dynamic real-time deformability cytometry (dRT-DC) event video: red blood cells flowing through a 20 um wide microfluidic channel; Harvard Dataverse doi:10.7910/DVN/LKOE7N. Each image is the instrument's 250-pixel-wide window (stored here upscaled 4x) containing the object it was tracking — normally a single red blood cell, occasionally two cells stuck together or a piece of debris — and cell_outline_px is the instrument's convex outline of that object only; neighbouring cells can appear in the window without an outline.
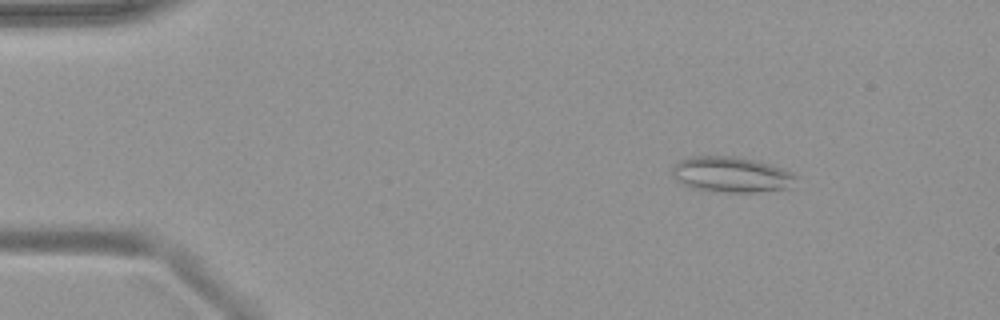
{"species": "common noctule bat (a hibernating species)", "species_latin": "Nyctalus noctula", "temperature_condition": "warm", "stored_images_in_passage": 50, "camera_frame_rate_fps": 3000, "um_per_image_px": 0.085, "animal": {"sex": "female", "body_mass_g": 19.9}, "frame": {"image": 1, "passage_image": 7, "time_ms": 2.0, "image_size_px": [1000, 320], "cell_outline_px": [[796, 188], [756, 192], [712, 192], [696, 188], [684, 184], [676, 180], [672, 172], [672, 168], [680, 160], [692, 156], [736, 156], [756, 160], [784, 168], [792, 172], [796, 176]], "centroid_in_image_um": [62.25, 14.84], "position_along_channel_um": 22.8, "area_um2": 26.01}}
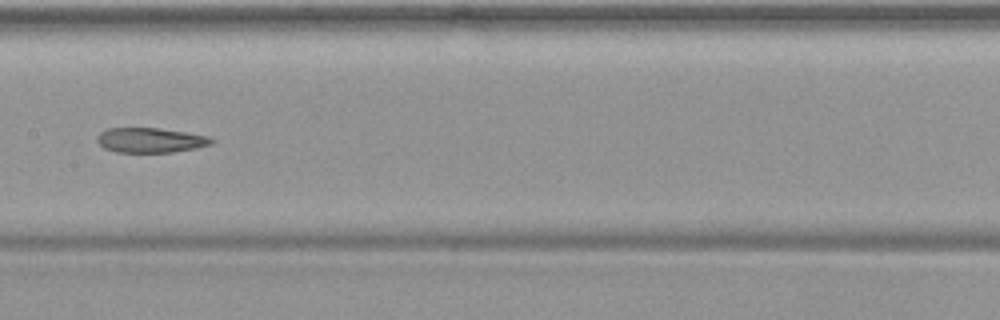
{"frame": {"image": 2, "passage_image": 26, "time_ms": 8.333, "image_size_px": [1000, 320], "cell_outline_px": [[216, 140], [212, 144], [196, 148], [172, 152], [116, 152], [104, 148], [96, 140], [96, 136], [100, 132], [108, 128], [160, 128], [208, 136]], "centroid_in_image_um": [12.78, 11.91], "position_along_channel_um": 194.6, "area_um2": 16.59}}
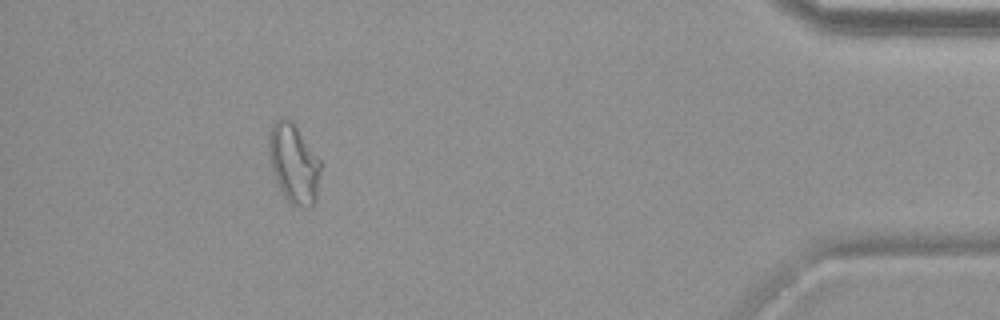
{"frame": {"image": 3, "passage_image": 46, "time_ms": 15.0, "image_size_px": [1000, 320], "cell_outline_px": [[320, 172], [316, 204], [312, 208], [308, 208], [288, 204], [276, 180], [272, 168], [268, 152], [268, 140], [272, 124], [276, 120], [288, 120], [296, 128], [320, 160]], "centroid_in_image_um": [24.98, 14.0], "position_along_channel_um": 410.2, "area_um2": 23.58}}